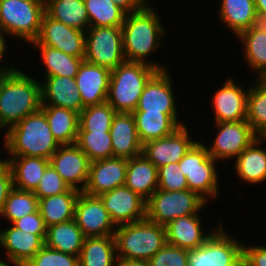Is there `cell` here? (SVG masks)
<instances>
[{"label":"cell","mask_w":266,"mask_h":266,"mask_svg":"<svg viewBox=\"0 0 266 266\" xmlns=\"http://www.w3.org/2000/svg\"><path fill=\"white\" fill-rule=\"evenodd\" d=\"M155 7L147 2L140 10L127 13L122 24L123 52L126 61L142 62L157 70L169 69L146 57L161 46L165 28Z\"/></svg>","instance_id":"6da1fadb"},{"label":"cell","mask_w":266,"mask_h":266,"mask_svg":"<svg viewBox=\"0 0 266 266\" xmlns=\"http://www.w3.org/2000/svg\"><path fill=\"white\" fill-rule=\"evenodd\" d=\"M41 82L15 68L0 89V130H8L41 109Z\"/></svg>","instance_id":"7a4b0ae2"},{"label":"cell","mask_w":266,"mask_h":266,"mask_svg":"<svg viewBox=\"0 0 266 266\" xmlns=\"http://www.w3.org/2000/svg\"><path fill=\"white\" fill-rule=\"evenodd\" d=\"M4 135L3 147L9 156L41 157L49 160L60 146L41 109L11 126Z\"/></svg>","instance_id":"3957f363"},{"label":"cell","mask_w":266,"mask_h":266,"mask_svg":"<svg viewBox=\"0 0 266 266\" xmlns=\"http://www.w3.org/2000/svg\"><path fill=\"white\" fill-rule=\"evenodd\" d=\"M117 259L149 261L167 244L165 226L149 221L117 226L114 232Z\"/></svg>","instance_id":"277c9868"},{"label":"cell","mask_w":266,"mask_h":266,"mask_svg":"<svg viewBox=\"0 0 266 266\" xmlns=\"http://www.w3.org/2000/svg\"><path fill=\"white\" fill-rule=\"evenodd\" d=\"M157 71L142 62L120 64L111 71L106 102L116 112H134L146 83Z\"/></svg>","instance_id":"5b68a950"},{"label":"cell","mask_w":266,"mask_h":266,"mask_svg":"<svg viewBox=\"0 0 266 266\" xmlns=\"http://www.w3.org/2000/svg\"><path fill=\"white\" fill-rule=\"evenodd\" d=\"M44 13L43 0H0V24L5 36L28 44L37 39Z\"/></svg>","instance_id":"8992f818"},{"label":"cell","mask_w":266,"mask_h":266,"mask_svg":"<svg viewBox=\"0 0 266 266\" xmlns=\"http://www.w3.org/2000/svg\"><path fill=\"white\" fill-rule=\"evenodd\" d=\"M217 163L209 155L205 143L200 141H197L179 161V168L187 179L188 189L207 203L210 199H217L220 193Z\"/></svg>","instance_id":"52a82bcc"},{"label":"cell","mask_w":266,"mask_h":266,"mask_svg":"<svg viewBox=\"0 0 266 266\" xmlns=\"http://www.w3.org/2000/svg\"><path fill=\"white\" fill-rule=\"evenodd\" d=\"M208 204L195 192L187 190L166 191L157 189L146 202V218L165 226L185 215H195Z\"/></svg>","instance_id":"ba28073f"},{"label":"cell","mask_w":266,"mask_h":266,"mask_svg":"<svg viewBox=\"0 0 266 266\" xmlns=\"http://www.w3.org/2000/svg\"><path fill=\"white\" fill-rule=\"evenodd\" d=\"M84 60L110 71L124 63L121 27H89L85 31Z\"/></svg>","instance_id":"9c48e42d"},{"label":"cell","mask_w":266,"mask_h":266,"mask_svg":"<svg viewBox=\"0 0 266 266\" xmlns=\"http://www.w3.org/2000/svg\"><path fill=\"white\" fill-rule=\"evenodd\" d=\"M200 247L188 251V266H230L243 254V243L227 234L222 222Z\"/></svg>","instance_id":"30bf717a"},{"label":"cell","mask_w":266,"mask_h":266,"mask_svg":"<svg viewBox=\"0 0 266 266\" xmlns=\"http://www.w3.org/2000/svg\"><path fill=\"white\" fill-rule=\"evenodd\" d=\"M214 124L217 135L211 146L205 145L209 155L219 162L237 158L257 138L246 120Z\"/></svg>","instance_id":"8fae6325"},{"label":"cell","mask_w":266,"mask_h":266,"mask_svg":"<svg viewBox=\"0 0 266 266\" xmlns=\"http://www.w3.org/2000/svg\"><path fill=\"white\" fill-rule=\"evenodd\" d=\"M169 69L158 70L146 83L135 111L162 112L168 114L179 126L185 125L179 120L177 100ZM176 102V103H175ZM179 120V121H178Z\"/></svg>","instance_id":"7c38bea8"},{"label":"cell","mask_w":266,"mask_h":266,"mask_svg":"<svg viewBox=\"0 0 266 266\" xmlns=\"http://www.w3.org/2000/svg\"><path fill=\"white\" fill-rule=\"evenodd\" d=\"M74 220L85 237L114 235L117 228L100 197L83 191L76 201Z\"/></svg>","instance_id":"4fadbf2b"},{"label":"cell","mask_w":266,"mask_h":266,"mask_svg":"<svg viewBox=\"0 0 266 266\" xmlns=\"http://www.w3.org/2000/svg\"><path fill=\"white\" fill-rule=\"evenodd\" d=\"M41 45L58 49L74 57L85 58V31L67 26L43 14L40 33Z\"/></svg>","instance_id":"5bb4252c"},{"label":"cell","mask_w":266,"mask_h":266,"mask_svg":"<svg viewBox=\"0 0 266 266\" xmlns=\"http://www.w3.org/2000/svg\"><path fill=\"white\" fill-rule=\"evenodd\" d=\"M105 209L116 226L146 219V200L126 185L100 196Z\"/></svg>","instance_id":"9a60e30c"},{"label":"cell","mask_w":266,"mask_h":266,"mask_svg":"<svg viewBox=\"0 0 266 266\" xmlns=\"http://www.w3.org/2000/svg\"><path fill=\"white\" fill-rule=\"evenodd\" d=\"M49 163L70 188L80 192L85 189L90 161L76 144L60 145L50 157Z\"/></svg>","instance_id":"2e32d148"},{"label":"cell","mask_w":266,"mask_h":266,"mask_svg":"<svg viewBox=\"0 0 266 266\" xmlns=\"http://www.w3.org/2000/svg\"><path fill=\"white\" fill-rule=\"evenodd\" d=\"M189 133L186 125L180 126L166 137L143 144L142 154L157 168L178 163L197 142V139H191Z\"/></svg>","instance_id":"e0dca14e"},{"label":"cell","mask_w":266,"mask_h":266,"mask_svg":"<svg viewBox=\"0 0 266 266\" xmlns=\"http://www.w3.org/2000/svg\"><path fill=\"white\" fill-rule=\"evenodd\" d=\"M242 85L229 77L223 86L215 91L212 98V109L215 122H237L246 120L247 117V95Z\"/></svg>","instance_id":"ac0fdd59"},{"label":"cell","mask_w":266,"mask_h":266,"mask_svg":"<svg viewBox=\"0 0 266 266\" xmlns=\"http://www.w3.org/2000/svg\"><path fill=\"white\" fill-rule=\"evenodd\" d=\"M10 225L0 231V247L12 266H24L45 245L46 234H32Z\"/></svg>","instance_id":"d6986e66"},{"label":"cell","mask_w":266,"mask_h":266,"mask_svg":"<svg viewBox=\"0 0 266 266\" xmlns=\"http://www.w3.org/2000/svg\"><path fill=\"white\" fill-rule=\"evenodd\" d=\"M127 159L108 158L90 162L84 193L100 196L125 184Z\"/></svg>","instance_id":"ffe728a7"},{"label":"cell","mask_w":266,"mask_h":266,"mask_svg":"<svg viewBox=\"0 0 266 266\" xmlns=\"http://www.w3.org/2000/svg\"><path fill=\"white\" fill-rule=\"evenodd\" d=\"M110 76L107 68L82 61L75 80L84 107L106 102Z\"/></svg>","instance_id":"44dd1931"},{"label":"cell","mask_w":266,"mask_h":266,"mask_svg":"<svg viewBox=\"0 0 266 266\" xmlns=\"http://www.w3.org/2000/svg\"><path fill=\"white\" fill-rule=\"evenodd\" d=\"M109 132L115 158L129 160L142 154L143 145L132 112H116Z\"/></svg>","instance_id":"7402d4cb"},{"label":"cell","mask_w":266,"mask_h":266,"mask_svg":"<svg viewBox=\"0 0 266 266\" xmlns=\"http://www.w3.org/2000/svg\"><path fill=\"white\" fill-rule=\"evenodd\" d=\"M41 81V105L58 106L78 114L84 108L75 78L48 76Z\"/></svg>","instance_id":"603a6c76"},{"label":"cell","mask_w":266,"mask_h":266,"mask_svg":"<svg viewBox=\"0 0 266 266\" xmlns=\"http://www.w3.org/2000/svg\"><path fill=\"white\" fill-rule=\"evenodd\" d=\"M202 219L198 214L185 215L165 225L167 243L188 251L200 247L216 230L203 232Z\"/></svg>","instance_id":"cb8c5ba5"},{"label":"cell","mask_w":266,"mask_h":266,"mask_svg":"<svg viewBox=\"0 0 266 266\" xmlns=\"http://www.w3.org/2000/svg\"><path fill=\"white\" fill-rule=\"evenodd\" d=\"M146 201L158 189V168L143 154L127 160L125 184Z\"/></svg>","instance_id":"d4e9b609"},{"label":"cell","mask_w":266,"mask_h":266,"mask_svg":"<svg viewBox=\"0 0 266 266\" xmlns=\"http://www.w3.org/2000/svg\"><path fill=\"white\" fill-rule=\"evenodd\" d=\"M3 159L10 167L14 188L34 192L43 176L49 160L41 157L7 156Z\"/></svg>","instance_id":"484cf974"},{"label":"cell","mask_w":266,"mask_h":266,"mask_svg":"<svg viewBox=\"0 0 266 266\" xmlns=\"http://www.w3.org/2000/svg\"><path fill=\"white\" fill-rule=\"evenodd\" d=\"M264 141L266 138L257 137L235 158L233 165L241 181L259 185L266 180V149L259 146Z\"/></svg>","instance_id":"4316f807"},{"label":"cell","mask_w":266,"mask_h":266,"mask_svg":"<svg viewBox=\"0 0 266 266\" xmlns=\"http://www.w3.org/2000/svg\"><path fill=\"white\" fill-rule=\"evenodd\" d=\"M50 131L59 145L76 144L79 114L69 109L52 105H41Z\"/></svg>","instance_id":"83f0119b"},{"label":"cell","mask_w":266,"mask_h":266,"mask_svg":"<svg viewBox=\"0 0 266 266\" xmlns=\"http://www.w3.org/2000/svg\"><path fill=\"white\" fill-rule=\"evenodd\" d=\"M79 193V190L70 188L62 194L39 199L38 209L46 227L74 219Z\"/></svg>","instance_id":"f1b7e54d"},{"label":"cell","mask_w":266,"mask_h":266,"mask_svg":"<svg viewBox=\"0 0 266 266\" xmlns=\"http://www.w3.org/2000/svg\"><path fill=\"white\" fill-rule=\"evenodd\" d=\"M84 240L83 232L73 219L47 227L45 246L79 257Z\"/></svg>","instance_id":"f546056e"},{"label":"cell","mask_w":266,"mask_h":266,"mask_svg":"<svg viewBox=\"0 0 266 266\" xmlns=\"http://www.w3.org/2000/svg\"><path fill=\"white\" fill-rule=\"evenodd\" d=\"M78 263L79 266H116L114 235L85 237Z\"/></svg>","instance_id":"4dcf8cb0"},{"label":"cell","mask_w":266,"mask_h":266,"mask_svg":"<svg viewBox=\"0 0 266 266\" xmlns=\"http://www.w3.org/2000/svg\"><path fill=\"white\" fill-rule=\"evenodd\" d=\"M132 114L142 145L149 141L166 137L180 127L166 113L134 111Z\"/></svg>","instance_id":"1f68e13d"},{"label":"cell","mask_w":266,"mask_h":266,"mask_svg":"<svg viewBox=\"0 0 266 266\" xmlns=\"http://www.w3.org/2000/svg\"><path fill=\"white\" fill-rule=\"evenodd\" d=\"M45 13L52 19L81 31L90 27L83 0H48L45 3Z\"/></svg>","instance_id":"d6a6232c"},{"label":"cell","mask_w":266,"mask_h":266,"mask_svg":"<svg viewBox=\"0 0 266 266\" xmlns=\"http://www.w3.org/2000/svg\"><path fill=\"white\" fill-rule=\"evenodd\" d=\"M30 44L40 51L41 61L45 66L44 72L46 71L43 78L48 76L75 78L84 58L74 57L58 49L41 45L37 40Z\"/></svg>","instance_id":"836d02e7"},{"label":"cell","mask_w":266,"mask_h":266,"mask_svg":"<svg viewBox=\"0 0 266 266\" xmlns=\"http://www.w3.org/2000/svg\"><path fill=\"white\" fill-rule=\"evenodd\" d=\"M219 18L237 37L251 27L256 13L254 0H220Z\"/></svg>","instance_id":"e575fe53"},{"label":"cell","mask_w":266,"mask_h":266,"mask_svg":"<svg viewBox=\"0 0 266 266\" xmlns=\"http://www.w3.org/2000/svg\"><path fill=\"white\" fill-rule=\"evenodd\" d=\"M247 95L246 121L257 137L266 138V78H257Z\"/></svg>","instance_id":"d590c367"},{"label":"cell","mask_w":266,"mask_h":266,"mask_svg":"<svg viewBox=\"0 0 266 266\" xmlns=\"http://www.w3.org/2000/svg\"><path fill=\"white\" fill-rule=\"evenodd\" d=\"M237 39L243 43L244 60L255 71L256 78H266V33L249 28L241 32Z\"/></svg>","instance_id":"8d00e7d4"},{"label":"cell","mask_w":266,"mask_h":266,"mask_svg":"<svg viewBox=\"0 0 266 266\" xmlns=\"http://www.w3.org/2000/svg\"><path fill=\"white\" fill-rule=\"evenodd\" d=\"M90 27H122L126 12L113 0H83Z\"/></svg>","instance_id":"74e56055"},{"label":"cell","mask_w":266,"mask_h":266,"mask_svg":"<svg viewBox=\"0 0 266 266\" xmlns=\"http://www.w3.org/2000/svg\"><path fill=\"white\" fill-rule=\"evenodd\" d=\"M115 114L107 102L84 107L79 113L78 131L109 132Z\"/></svg>","instance_id":"f35d334b"},{"label":"cell","mask_w":266,"mask_h":266,"mask_svg":"<svg viewBox=\"0 0 266 266\" xmlns=\"http://www.w3.org/2000/svg\"><path fill=\"white\" fill-rule=\"evenodd\" d=\"M76 145L90 162L114 157L110 132L78 131Z\"/></svg>","instance_id":"ab89813d"},{"label":"cell","mask_w":266,"mask_h":266,"mask_svg":"<svg viewBox=\"0 0 266 266\" xmlns=\"http://www.w3.org/2000/svg\"><path fill=\"white\" fill-rule=\"evenodd\" d=\"M39 199L34 192L13 188L5 202L0 218L8 220L10 224L38 210Z\"/></svg>","instance_id":"60d3db41"},{"label":"cell","mask_w":266,"mask_h":266,"mask_svg":"<svg viewBox=\"0 0 266 266\" xmlns=\"http://www.w3.org/2000/svg\"><path fill=\"white\" fill-rule=\"evenodd\" d=\"M24 266H79L78 256L63 253L45 245Z\"/></svg>","instance_id":"b9f144b4"},{"label":"cell","mask_w":266,"mask_h":266,"mask_svg":"<svg viewBox=\"0 0 266 266\" xmlns=\"http://www.w3.org/2000/svg\"><path fill=\"white\" fill-rule=\"evenodd\" d=\"M158 189L166 191L187 190V179L180 171L179 162L158 168Z\"/></svg>","instance_id":"7bdbcfd3"},{"label":"cell","mask_w":266,"mask_h":266,"mask_svg":"<svg viewBox=\"0 0 266 266\" xmlns=\"http://www.w3.org/2000/svg\"><path fill=\"white\" fill-rule=\"evenodd\" d=\"M69 189L70 187L68 184L62 179V177L51 166V164H49L46 167L45 172L41 177L39 185L34 193L38 199H41L62 194Z\"/></svg>","instance_id":"ee69618b"},{"label":"cell","mask_w":266,"mask_h":266,"mask_svg":"<svg viewBox=\"0 0 266 266\" xmlns=\"http://www.w3.org/2000/svg\"><path fill=\"white\" fill-rule=\"evenodd\" d=\"M148 262L151 266H188V250L167 243Z\"/></svg>","instance_id":"f6af8a7d"},{"label":"cell","mask_w":266,"mask_h":266,"mask_svg":"<svg viewBox=\"0 0 266 266\" xmlns=\"http://www.w3.org/2000/svg\"><path fill=\"white\" fill-rule=\"evenodd\" d=\"M12 225L22 231L32 234H46L47 227L41 217L39 209L29 215L14 221Z\"/></svg>","instance_id":"bcb514c9"},{"label":"cell","mask_w":266,"mask_h":266,"mask_svg":"<svg viewBox=\"0 0 266 266\" xmlns=\"http://www.w3.org/2000/svg\"><path fill=\"white\" fill-rule=\"evenodd\" d=\"M14 188L12 172L9 165L0 159V214L3 211L5 202L10 191Z\"/></svg>","instance_id":"7dc6e473"},{"label":"cell","mask_w":266,"mask_h":266,"mask_svg":"<svg viewBox=\"0 0 266 266\" xmlns=\"http://www.w3.org/2000/svg\"><path fill=\"white\" fill-rule=\"evenodd\" d=\"M243 255L247 258L249 266H266V246L250 245L243 243Z\"/></svg>","instance_id":"c3c4849f"},{"label":"cell","mask_w":266,"mask_h":266,"mask_svg":"<svg viewBox=\"0 0 266 266\" xmlns=\"http://www.w3.org/2000/svg\"><path fill=\"white\" fill-rule=\"evenodd\" d=\"M114 3L126 13L140 10L149 0H113Z\"/></svg>","instance_id":"681fc988"},{"label":"cell","mask_w":266,"mask_h":266,"mask_svg":"<svg viewBox=\"0 0 266 266\" xmlns=\"http://www.w3.org/2000/svg\"><path fill=\"white\" fill-rule=\"evenodd\" d=\"M250 28L252 30L263 31L266 33V16L256 12Z\"/></svg>","instance_id":"f907efd6"},{"label":"cell","mask_w":266,"mask_h":266,"mask_svg":"<svg viewBox=\"0 0 266 266\" xmlns=\"http://www.w3.org/2000/svg\"><path fill=\"white\" fill-rule=\"evenodd\" d=\"M9 49H7V40H6V38H0V63H2V61H3V58L5 57V55H7L6 54V52L8 51ZM15 69V66H8L7 67V65H5V67H3L2 69H1V67H0V70H14Z\"/></svg>","instance_id":"816d5d0a"},{"label":"cell","mask_w":266,"mask_h":266,"mask_svg":"<svg viewBox=\"0 0 266 266\" xmlns=\"http://www.w3.org/2000/svg\"><path fill=\"white\" fill-rule=\"evenodd\" d=\"M116 266H151L148 261L117 259Z\"/></svg>","instance_id":"f5cc1de1"},{"label":"cell","mask_w":266,"mask_h":266,"mask_svg":"<svg viewBox=\"0 0 266 266\" xmlns=\"http://www.w3.org/2000/svg\"><path fill=\"white\" fill-rule=\"evenodd\" d=\"M256 12L266 16V0H254Z\"/></svg>","instance_id":"db71d44e"},{"label":"cell","mask_w":266,"mask_h":266,"mask_svg":"<svg viewBox=\"0 0 266 266\" xmlns=\"http://www.w3.org/2000/svg\"><path fill=\"white\" fill-rule=\"evenodd\" d=\"M230 266H249L247 258L242 254L237 260H235Z\"/></svg>","instance_id":"11a10c76"},{"label":"cell","mask_w":266,"mask_h":266,"mask_svg":"<svg viewBox=\"0 0 266 266\" xmlns=\"http://www.w3.org/2000/svg\"><path fill=\"white\" fill-rule=\"evenodd\" d=\"M13 70H0V89L4 78Z\"/></svg>","instance_id":"9f6ffc18"},{"label":"cell","mask_w":266,"mask_h":266,"mask_svg":"<svg viewBox=\"0 0 266 266\" xmlns=\"http://www.w3.org/2000/svg\"><path fill=\"white\" fill-rule=\"evenodd\" d=\"M4 258H6L7 259V257L5 256V257H3V259L0 257V266H11V264L9 263H7V261H4Z\"/></svg>","instance_id":"6f0895ef"},{"label":"cell","mask_w":266,"mask_h":266,"mask_svg":"<svg viewBox=\"0 0 266 266\" xmlns=\"http://www.w3.org/2000/svg\"><path fill=\"white\" fill-rule=\"evenodd\" d=\"M0 38H7L2 30L1 24H0Z\"/></svg>","instance_id":"680465c9"}]
</instances>
